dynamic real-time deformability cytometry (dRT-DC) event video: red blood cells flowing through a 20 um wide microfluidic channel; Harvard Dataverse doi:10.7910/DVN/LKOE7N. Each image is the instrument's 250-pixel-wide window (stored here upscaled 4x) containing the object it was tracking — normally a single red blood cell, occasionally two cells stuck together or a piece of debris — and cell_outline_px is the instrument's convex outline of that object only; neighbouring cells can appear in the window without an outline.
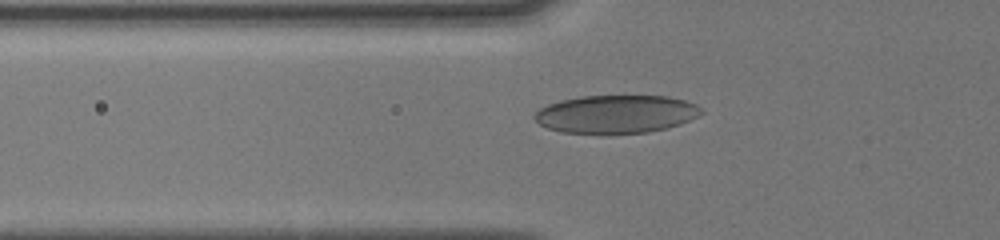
{"species": "human", "species_latin": "Homo sapiens", "temperature_condition": "cold", "stored_images_in_passage": 39, "camera_frame_rate_fps": 3000, "um_per_image_px": 0.085, "donor": {"sex": "male"}, "frame": {"image": 1, "passage_image": 2, "time_ms": 0.333, "image_size_px": [1000, 240], "cell_outline_px": [[704, 112], [680, 124], [668, 128], [648, 132], [608, 136], [600, 136], [560, 132], [548, 128], [540, 124], [532, 116], [540, 108], [548, 104], [560, 100], [580, 96], [668, 96], [684, 100], [696, 104], [704, 108]], "centroid_in_image_um": [52.35, 9.74], "position_along_channel_um": 73.5, "area_um2": 38.03}}
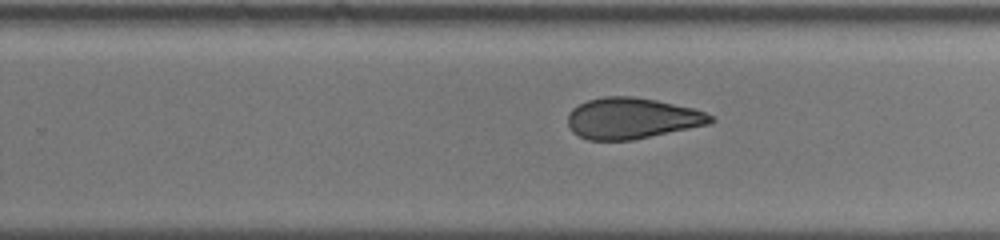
{"frame": {"image": 2, "passage_image": 22, "time_ms": 5.333, "image_size_px": [1000, 240], "cell_outline_px": [[716, 120], [708, 124], [632, 140], [588, 140], [572, 132], [568, 124], [568, 112], [572, 108], [588, 100], [604, 96], [632, 96], [656, 100], [692, 108], [704, 112], [712, 116]], "centroid_in_image_um": [53.68, 10.05], "position_along_channel_um": 276.1, "area_um2": 33.93}}
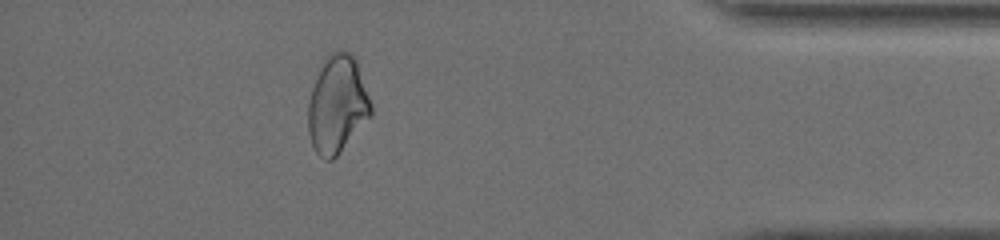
{"frame": {"image": 3, "passage_image": 36, "time_ms": 9.333, "image_size_px": [1000, 240], "cell_outline_px": [[372, 116], [340, 152], [332, 160], [324, 160], [316, 152], [312, 144], [308, 132], [308, 104], [312, 88], [324, 56], [328, 52], [340, 48], [352, 52], [356, 60], [372, 104]], "centroid_in_image_um": [28.67, 8.84], "position_along_channel_um": 406.5, "area_um2": 36.18}, "authors_computed_cell_mechanics": {"area_um2": 34.8534, "velocity_mm_per_s": 4.0836, "shape_relaxation_time_tau1_ms": null, "shape_relaxation_time_tau2_ms": 1.7254, "deformation_change_tau1": null, "deformation_change_tau2": 0.0774}}